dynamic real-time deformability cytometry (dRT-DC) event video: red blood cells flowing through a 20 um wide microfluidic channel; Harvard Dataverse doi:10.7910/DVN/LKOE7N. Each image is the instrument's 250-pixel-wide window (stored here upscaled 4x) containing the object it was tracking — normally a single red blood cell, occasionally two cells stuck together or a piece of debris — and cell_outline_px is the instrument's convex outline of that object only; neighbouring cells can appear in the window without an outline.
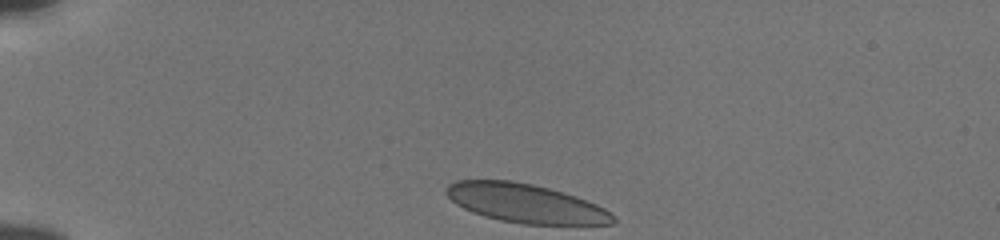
{"species": "human", "species_latin": "Homo sapiens", "temperature_condition": "cold", "stored_images_in_passage": 35, "camera_frame_rate_fps": 3000, "um_per_image_px": 0.085, "donor": {"sex": "male"}, "frame": {"image": 1, "passage_image": 1, "time_ms": 0.0, "image_size_px": [1000, 240], "cell_outline_px": [[616, 224], [524, 224], [500, 220], [484, 216], [472, 212], [456, 204], [444, 192], [448, 184], [456, 180], [512, 180], [532, 184], [548, 188], [576, 196], [596, 204], [604, 208], [616, 220]], "centroid_in_image_um": [44.64, 17.27], "position_along_channel_um": 40.4, "area_um2": 37.57}}
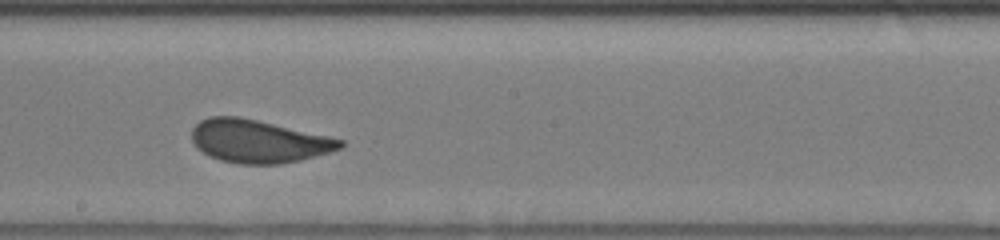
{"frame": {"image": 2, "passage_image": 20, "time_ms": 6.333, "image_size_px": [1000, 240], "cell_outline_px": [[344, 144], [340, 148], [328, 152], [300, 160], [280, 164], [240, 164], [220, 160], [196, 148], [192, 140], [192, 128], [200, 120], [208, 116], [240, 116], [328, 136], [344, 140]], "centroid_in_image_um": [21.93, 12.0], "position_along_channel_um": 226.3, "area_um2": 36.99}}
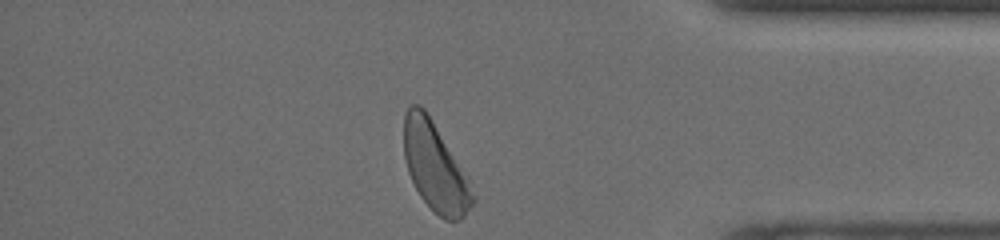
{"frame": {"image": 3, "passage_image": 35, "time_ms": 11.333, "image_size_px": [1000, 240], "cell_outline_px": [[476, 200], [464, 216], [460, 220], [444, 220], [420, 196], [408, 172], [404, 160], [404, 116], [408, 108], [412, 104], [420, 104], [424, 108], [472, 180]], "centroid_in_image_um": [37.03, 14.19], "position_along_channel_um": 398.2, "area_um2": 35.78}, "authors_computed_cell_mechanics": {"area_um2": 37.6856, "velocity_mm_per_s": 3.8054, "shape_relaxation_time_tau1_ms": 3.4537, "shape_relaxation_time_tau2_ms": null, "deformation_change_tau1": 0.1034, "deformation_change_tau2": null}}